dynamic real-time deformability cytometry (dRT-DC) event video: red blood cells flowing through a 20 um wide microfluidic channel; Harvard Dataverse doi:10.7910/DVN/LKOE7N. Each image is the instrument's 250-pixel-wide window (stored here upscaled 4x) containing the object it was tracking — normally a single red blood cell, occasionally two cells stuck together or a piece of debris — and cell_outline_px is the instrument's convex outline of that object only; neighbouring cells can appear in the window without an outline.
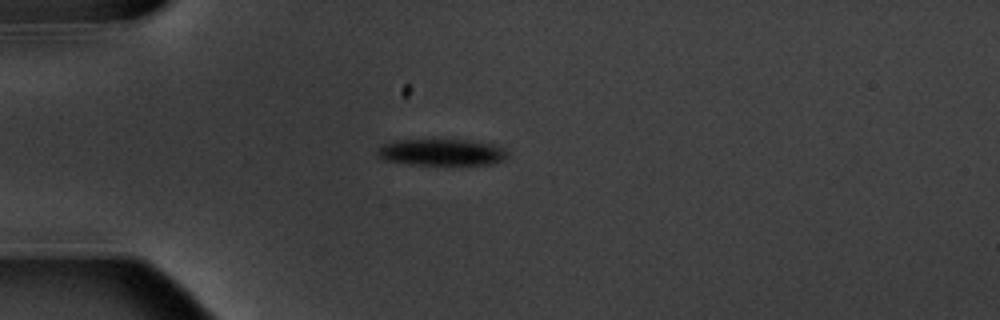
{"species": "common noctule bat (a hibernating species)", "species_latin": "Nyctalus noctula", "temperature_condition": "warm", "stored_images_in_passage": 2, "camera_frame_rate_fps": 3000, "um_per_image_px": 0.085, "animal": {"sex": "male", "body_mass_g": 20.1, "forearm_length_mm": 53.5}, "frame": {"image": 1, "passage_image": 1, "time_ms": 0.0, "image_size_px": [1000, 320], "cell_outline_px": [[508, 156], [504, 160], [492, 164], [408, 164], [384, 160], [376, 152], [376, 148], [384, 144], [400, 140], [464, 140], [500, 144], [508, 152]], "centroid_in_image_um": [37.6, 12.94], "position_along_channel_um": 47.4, "area_um2": 20.17}}